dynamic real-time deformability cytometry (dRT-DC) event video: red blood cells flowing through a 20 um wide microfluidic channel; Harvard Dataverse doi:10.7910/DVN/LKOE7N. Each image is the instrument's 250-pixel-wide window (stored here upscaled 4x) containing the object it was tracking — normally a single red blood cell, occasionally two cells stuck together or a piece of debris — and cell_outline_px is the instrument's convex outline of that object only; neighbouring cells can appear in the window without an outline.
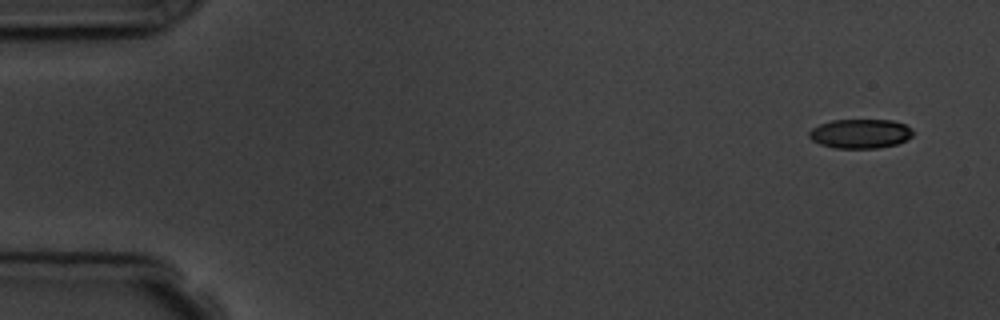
{"species": "common noctule bat (a hibernating species)", "species_latin": "Nyctalus noctula", "temperature_condition": "room temperature", "stored_images_in_passage": 5, "camera_frame_rate_fps": 3000, "um_per_image_px": 0.085, "animal": {"sex": "male", "body_mass_g": 19.5, "forearm_length_mm": 54.6}, "frame": {"image": 1, "passage_image": 1, "time_ms": 0.0, "image_size_px": [1000, 320], "cell_outline_px": [[912, 136], [896, 144], [880, 148], [832, 148], [820, 144], [812, 140], [808, 136], [808, 132], [812, 128], [820, 124], [832, 120], [892, 120], [904, 124], [912, 128]], "centroid_in_image_um": [73.1, 11.36], "position_along_channel_um": 11.9, "area_um2": 17.74}}
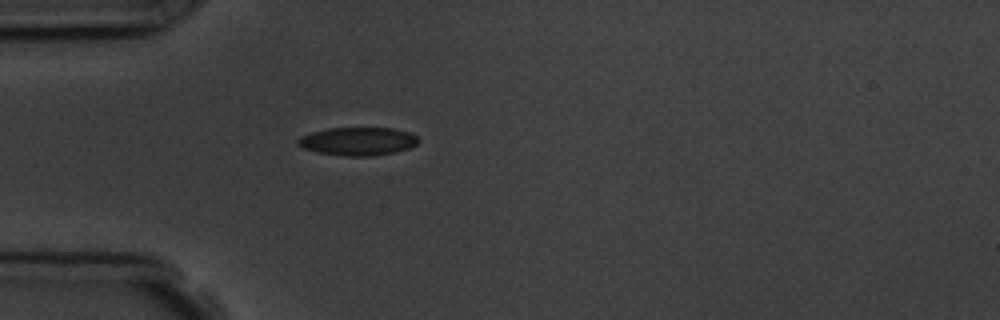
{"frame": {"image": 2, "passage_image": 5, "time_ms": 4.333, "image_size_px": [1000, 320], "cell_outline_px": [[420, 140], [412, 148], [396, 152], [372, 156], [344, 156], [316, 152], [304, 148], [296, 144], [296, 140], [300, 136], [312, 132], [328, 128], [392, 128], [408, 132], [416, 136]], "centroid_in_image_um": [30.41, 12.02], "position_along_channel_um": 54.6, "area_um2": 19.94}}